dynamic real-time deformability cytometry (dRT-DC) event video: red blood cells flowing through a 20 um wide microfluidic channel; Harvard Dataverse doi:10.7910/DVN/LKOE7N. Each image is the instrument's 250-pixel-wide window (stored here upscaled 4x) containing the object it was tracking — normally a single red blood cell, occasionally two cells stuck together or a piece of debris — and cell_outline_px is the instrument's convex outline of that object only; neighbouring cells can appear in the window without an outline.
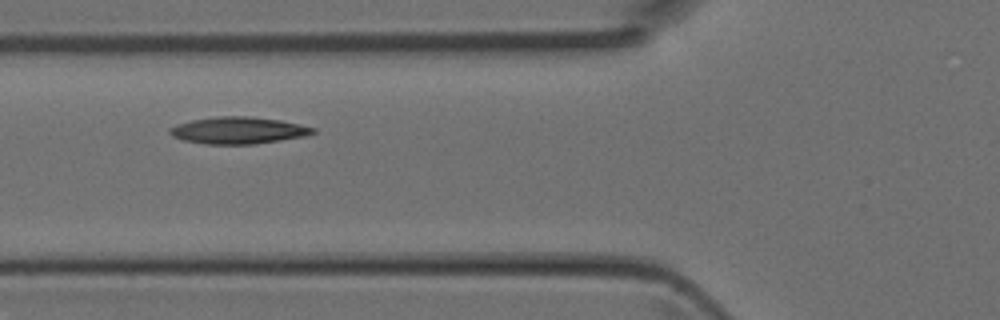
{"species": "Egyptian fruit bat (a non-hibernating species)", "species_latin": "Rousettus aegyptiacus", "temperature_condition": "room temperature", "stored_images_in_passage": 3, "camera_frame_rate_fps": 3000, "um_per_image_px": 0.085, "animal": {"sex": "female"}, "frame": {"image": 1, "passage_image": 3, "time_ms": 0.667, "image_size_px": [1000, 320], "cell_outline_px": [[316, 132], [304, 136], [256, 144], [204, 144], [184, 140], [172, 136], [168, 132], [168, 128], [176, 124], [192, 120], [216, 116], [248, 116], [280, 120], [300, 124], [316, 128]], "centroid_in_image_um": [20.23, 11.08], "position_along_channel_um": 105.6, "area_um2": 22.48}}